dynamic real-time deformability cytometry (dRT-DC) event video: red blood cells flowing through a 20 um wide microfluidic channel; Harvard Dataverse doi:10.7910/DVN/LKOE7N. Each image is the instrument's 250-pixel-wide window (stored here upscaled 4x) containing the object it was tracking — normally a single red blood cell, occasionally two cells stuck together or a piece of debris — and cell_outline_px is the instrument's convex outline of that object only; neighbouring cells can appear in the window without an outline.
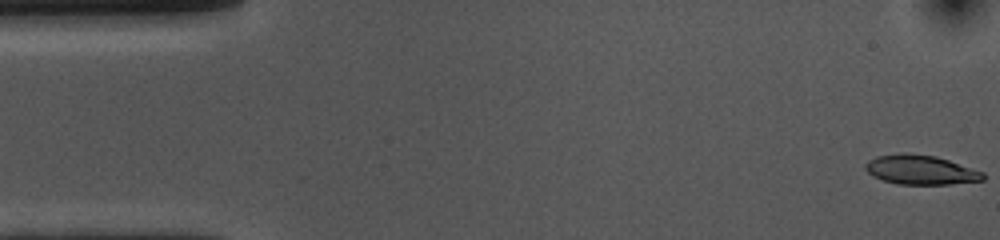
{"species": "common noctule bat (a hibernating species)", "species_latin": "Nyctalus noctula", "temperature_condition": "cold", "stored_images_in_passage": 53, "camera_frame_rate_fps": 3000, "um_per_image_px": 0.085, "animal": {"sex": "female", "body_mass_g": 10.0, "forearm_length_mm": 53.1}, "frame": {"image": 1, "passage_image": 1, "time_ms": 0.0, "image_size_px": [1000, 240], "cell_outline_px": [[984, 180], [948, 184], [900, 184], [884, 180], [872, 176], [864, 168], [864, 164], [868, 160], [876, 156], [904, 152], [936, 156], [984, 172]], "centroid_in_image_um": [78.22, 14.42], "position_along_channel_um": 6.8, "area_um2": 20.11}}
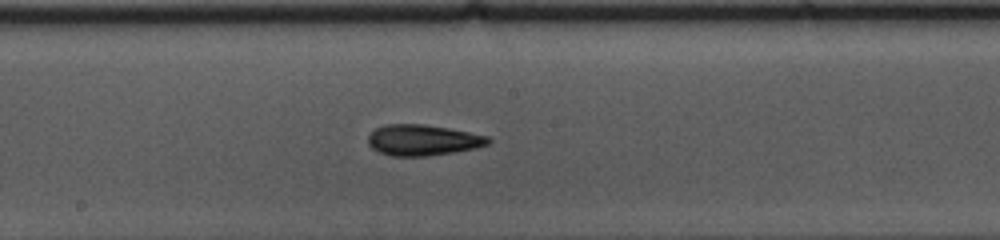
{"frame": {"image": 2, "passage_image": 27, "time_ms": 8.667, "image_size_px": [1000, 240], "cell_outline_px": [[492, 140], [488, 144], [476, 148], [428, 156], [392, 156], [380, 152], [372, 148], [368, 144], [368, 136], [376, 128], [384, 124], [424, 124], [448, 128], [488, 136]], "centroid_in_image_um": [35.93, 11.9], "position_along_channel_um": 212.3, "area_um2": 21.56}}
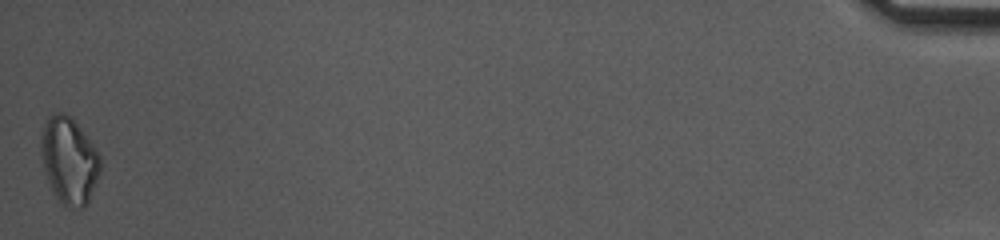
{"frame": {"image": 3, "passage_image": 53, "time_ms": 17.333, "image_size_px": [1000, 240], "cell_outline_px": [[100, 172], [96, 184], [88, 204], [84, 208], [80, 208], [60, 204], [48, 180], [44, 168], [40, 148], [40, 140], [48, 116], [52, 112], [64, 112], [72, 116], [100, 156]], "centroid_in_image_um": [5.88, 13.63], "position_along_channel_um": 429.3, "area_um2": 29.82}, "authors_computed_cell_mechanics": {"area_um2": 20.9814, "velocity_mm_per_s": 3.6817, "shape_relaxation_time_tau1_ms": 5.1244, "shape_relaxation_time_tau2_ms": 2.8848, "deformation_change_tau1": 0.1215, "deformation_change_tau2": 0.1102}}